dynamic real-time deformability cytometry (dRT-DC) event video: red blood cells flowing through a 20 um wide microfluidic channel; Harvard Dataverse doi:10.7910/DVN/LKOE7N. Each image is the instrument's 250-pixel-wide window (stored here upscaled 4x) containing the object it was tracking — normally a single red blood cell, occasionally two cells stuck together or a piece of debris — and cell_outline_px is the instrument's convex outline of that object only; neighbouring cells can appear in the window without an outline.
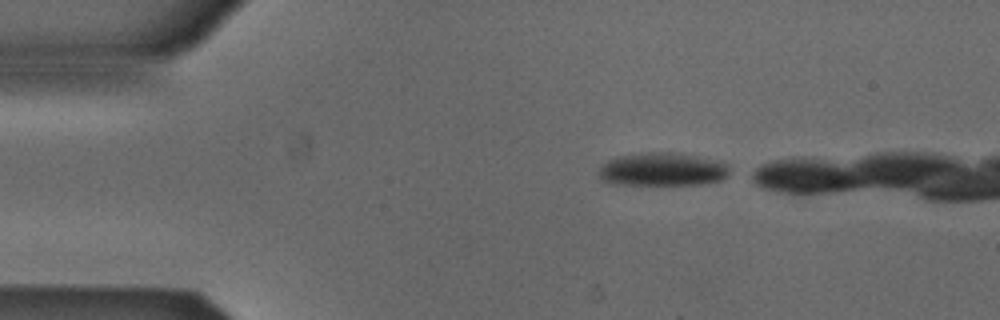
{"species": "Egyptian fruit bat (a non-hibernating species)", "species_latin": "Rousettus aegyptiacus", "temperature_condition": "cold", "stored_images_in_passage": 8, "camera_frame_rate_fps": 3000, "um_per_image_px": 0.085, "animal": {"sex": "male"}, "frame": {"image": 1, "passage_image": 1, "time_ms": 0.0, "image_size_px": [1000, 320], "cell_outline_px": [[728, 176], [724, 180], [704, 184], [612, 184], [600, 180], [600, 168], [608, 160], [620, 156], [648, 152], [668, 152], [696, 156], [728, 164]], "centroid_in_image_um": [56.32, 14.41], "position_along_channel_um": 28.7, "area_um2": 25.09}}